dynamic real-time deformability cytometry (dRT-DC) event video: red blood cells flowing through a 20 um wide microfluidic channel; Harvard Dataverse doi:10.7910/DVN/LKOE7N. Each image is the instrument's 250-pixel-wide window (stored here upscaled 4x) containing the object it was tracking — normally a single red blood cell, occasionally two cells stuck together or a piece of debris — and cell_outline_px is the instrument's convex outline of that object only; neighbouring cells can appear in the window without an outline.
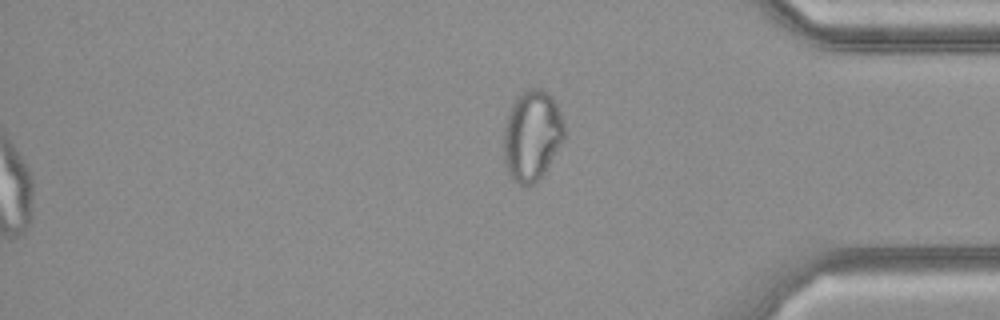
{"species": "common noctule bat (a hibernating species)", "species_latin": "Nyctalus noctula", "temperature_condition": "cold", "stored_images_in_passage": 38, "camera_frame_rate_fps": 3000, "um_per_image_px": 0.085, "animal": {"sex": "female", "body_mass_g": 21.9}, "frame": {"image": 1, "passage_image": 38, "time_ms": 12.333, "image_size_px": [1000, 320], "cell_outline_px": [[564, 136], [548, 168], [532, 184], [524, 188], [508, 172], [504, 160], [504, 128], [512, 104], [516, 96], [532, 88], [544, 88], [552, 96], [560, 112], [564, 124]], "centroid_in_image_um": [45.22, 11.5], "position_along_channel_um": 390.0, "area_um2": 31.67}}